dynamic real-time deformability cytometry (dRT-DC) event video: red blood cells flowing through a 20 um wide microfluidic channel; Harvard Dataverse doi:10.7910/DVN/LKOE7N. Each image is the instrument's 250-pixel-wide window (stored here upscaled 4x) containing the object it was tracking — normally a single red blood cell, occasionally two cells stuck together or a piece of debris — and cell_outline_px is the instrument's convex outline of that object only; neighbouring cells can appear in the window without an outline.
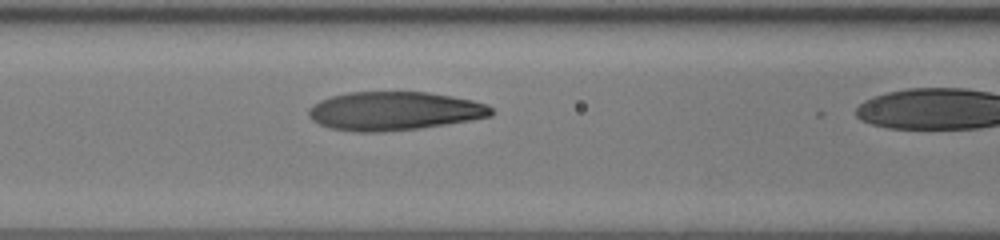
{"species": "human", "species_latin": "Homo sapiens", "temperature_condition": "room temperature", "stored_images_in_passage": 32, "camera_frame_rate_fps": 3000, "um_per_image_px": 0.085, "donor": {"sex": "female"}, "frame": {"image": 1, "passage_image": 13, "time_ms": 4.0, "image_size_px": [1000, 240], "cell_outline_px": [[492, 116], [420, 128], [380, 132], [352, 132], [332, 128], [320, 124], [312, 120], [308, 116], [308, 108], [312, 104], [320, 100], [332, 96], [352, 92], [428, 92], [452, 96], [472, 100], [488, 104], [492, 108]], "centroid_in_image_um": [33.48, 9.43], "position_along_channel_um": 133.1, "area_um2": 41.04}}
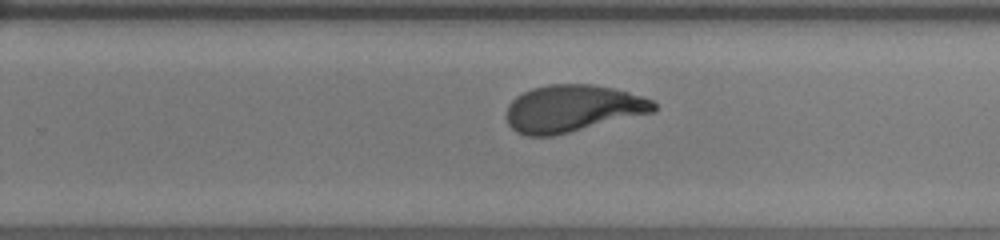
{"frame": {"image": 2, "passage_image": 24, "time_ms": 7.667, "image_size_px": [1000, 240], "cell_outline_px": [[656, 108], [652, 112], [552, 136], [524, 136], [516, 132], [508, 124], [508, 104], [516, 96], [532, 88], [548, 84], [592, 84], [612, 88], [628, 92], [652, 100], [656, 104]], "centroid_in_image_um": [48.63, 9.21], "position_along_channel_um": 281.2, "area_um2": 39.94}}
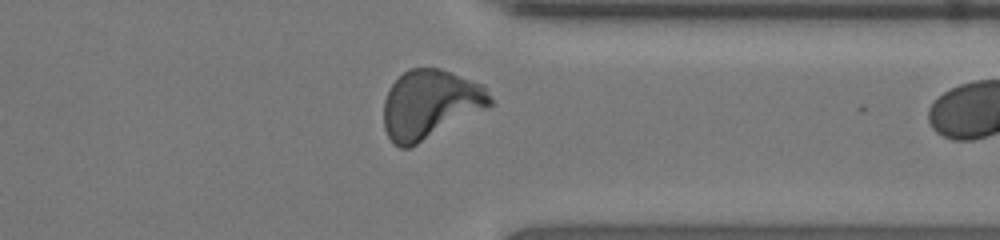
{"frame": {"image": 3, "passage_image": 31, "time_ms": 10.0, "image_size_px": [1000, 240], "cell_outline_px": [[492, 104], [416, 144], [408, 148], [400, 148], [392, 144], [384, 128], [384, 100], [388, 88], [408, 68], [440, 68], [484, 84], [492, 100]], "centroid_in_image_um": [36.52, 8.84], "position_along_channel_um": 374.9, "area_um2": 42.19}}